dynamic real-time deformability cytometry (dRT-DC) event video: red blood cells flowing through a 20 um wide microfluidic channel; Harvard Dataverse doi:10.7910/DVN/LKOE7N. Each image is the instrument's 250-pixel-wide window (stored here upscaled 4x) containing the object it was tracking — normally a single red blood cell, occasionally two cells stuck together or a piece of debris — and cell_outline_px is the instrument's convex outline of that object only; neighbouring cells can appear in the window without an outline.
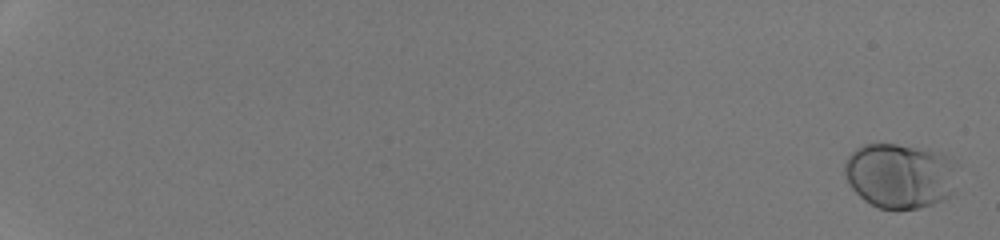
{"species": "human", "species_latin": "Homo sapiens", "temperature_condition": "room temperature", "stored_images_in_passage": 54, "camera_frame_rate_fps": 3000, "um_per_image_px": 0.085, "donor": {"sex": "male"}, "frame": {"image": 1, "passage_image": 2, "time_ms": 0.333, "image_size_px": [1000, 240], "cell_outline_px": [[960, 164], [952, 192], [948, 196], [932, 204], [920, 208], [880, 208], [864, 200], [848, 184], [844, 172], [844, 164], [848, 156], [856, 148], [864, 144], [896, 144], [928, 148], [940, 152]], "centroid_in_image_um": [76.53, 14.89], "position_along_channel_um": 8.5, "area_um2": 43.18}}
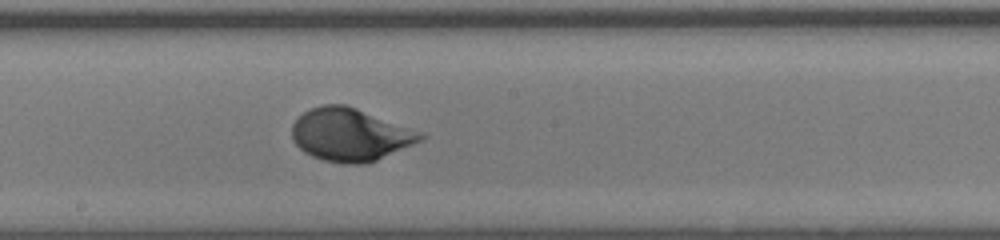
{"frame": {"image": 2, "passage_image": 35, "time_ms": 11.333, "image_size_px": [1000, 240], "cell_outline_px": [[428, 136], [424, 140], [368, 164], [344, 164], [324, 160], [312, 156], [304, 152], [292, 140], [292, 124], [304, 112], [312, 108], [324, 104], [344, 104], [356, 108], [424, 132]], "centroid_in_image_um": [29.81, 11.46], "position_along_channel_um": 218.4, "area_um2": 39.77}}
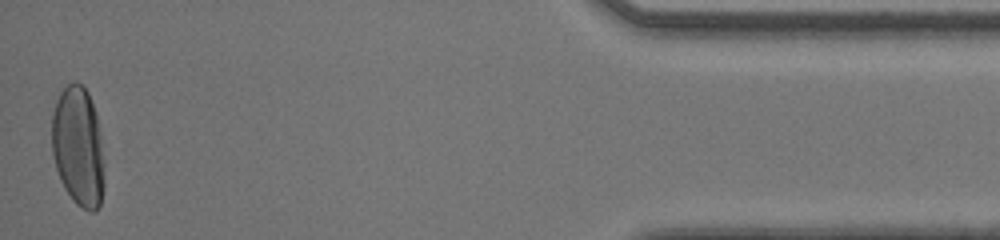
{"frame": {"image": 3, "passage_image": 54, "time_ms": 17.667, "image_size_px": [1000, 240], "cell_outline_px": [[104, 184], [100, 204], [96, 212], [88, 212], [76, 204], [72, 200], [64, 188], [60, 180], [52, 156], [52, 112], [56, 100], [60, 92], [72, 80], [76, 80], [88, 92], [96, 112], [104, 160]], "centroid_in_image_um": [6.64, 12.48], "position_along_channel_um": 428.6, "area_um2": 37.17}, "authors_computed_cell_mechanics": {"area_um2": 37.5122, "velocity_mm_per_s": 4.242, "shape_relaxation_time_tau1_ms": 3.0064, "shape_relaxation_time_tau2_ms": null, "deformation_change_tau1": 0.1553, "deformation_change_tau2": null}}